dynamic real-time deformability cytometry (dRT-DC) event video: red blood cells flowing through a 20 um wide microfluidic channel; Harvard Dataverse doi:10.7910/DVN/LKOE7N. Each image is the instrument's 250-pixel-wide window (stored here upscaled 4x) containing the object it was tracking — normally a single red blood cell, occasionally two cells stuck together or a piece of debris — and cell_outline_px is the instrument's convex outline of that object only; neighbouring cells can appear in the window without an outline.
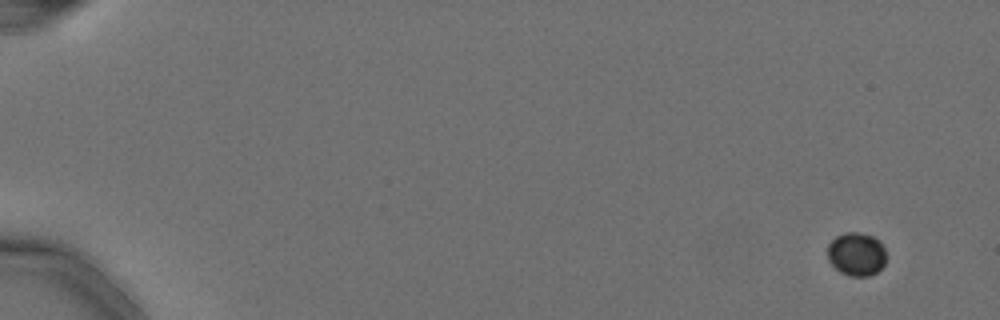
{"species": "Egyptian fruit bat (a non-hibernating species)", "species_latin": "Rousettus aegyptiacus", "temperature_condition": "cold", "stored_images_in_passage": 6, "camera_frame_rate_fps": 3000, "um_per_image_px": 0.085, "animal": {"sex": "female"}, "frame": {"image": 1, "passage_image": 1, "time_ms": 0.0, "image_size_px": [1000, 320], "cell_outline_px": [[884, 264], [876, 272], [868, 276], [848, 276], [840, 272], [828, 260], [828, 244], [836, 236], [844, 232], [860, 232], [872, 236], [880, 240], [884, 248]], "centroid_in_image_um": [72.78, 21.58], "position_along_channel_um": 12.2, "area_um2": 14.8}}
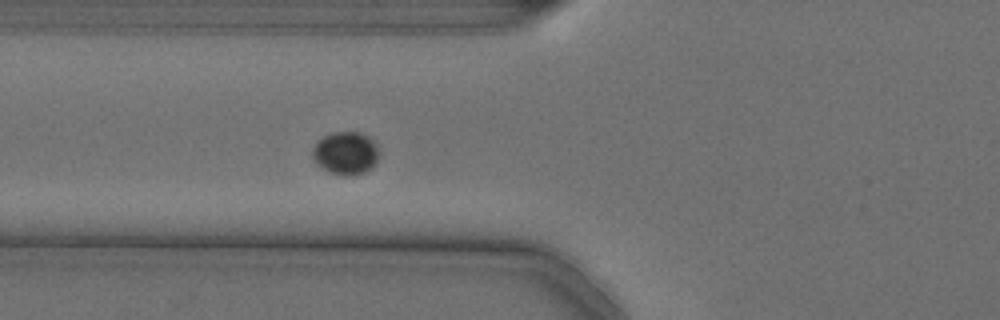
{"frame": {"image": 2, "passage_image": 6, "time_ms": 1.667, "image_size_px": [1000, 320], "cell_outline_px": [[380, 152], [376, 164], [368, 172], [356, 176], [336, 176], [324, 172], [312, 160], [312, 148], [316, 140], [332, 132], [360, 132], [368, 136], [380, 148]], "centroid_in_image_um": [29.37, 13.07], "position_along_channel_um": 96.4, "area_um2": 17.63}}